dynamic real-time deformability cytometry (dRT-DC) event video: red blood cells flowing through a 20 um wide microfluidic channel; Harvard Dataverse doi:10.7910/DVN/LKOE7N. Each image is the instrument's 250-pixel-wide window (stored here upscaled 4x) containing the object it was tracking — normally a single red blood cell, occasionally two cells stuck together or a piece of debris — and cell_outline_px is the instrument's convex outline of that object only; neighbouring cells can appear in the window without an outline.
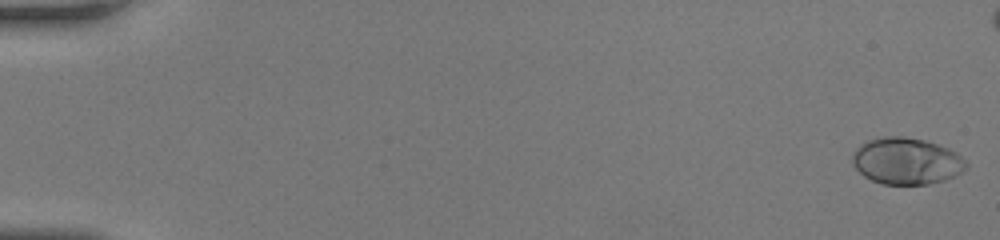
{"species": "human", "species_latin": "Homo sapiens", "temperature_condition": "room temperature", "stored_images_in_passage": 48, "camera_frame_rate_fps": 3000, "um_per_image_px": 0.085, "donor": {"sex": "female"}, "frame": {"image": 1, "passage_image": 1, "time_ms": 0.0, "image_size_px": [1000, 240], "cell_outline_px": [[968, 168], [956, 176], [944, 180], [928, 184], [884, 184], [872, 180], [864, 176], [852, 164], [852, 152], [860, 144], [868, 140], [880, 136], [904, 136], [928, 140], [948, 148], [956, 152], [968, 164]], "centroid_in_image_um": [77.05, 13.67], "position_along_channel_um": 7.9, "area_um2": 31.27}}
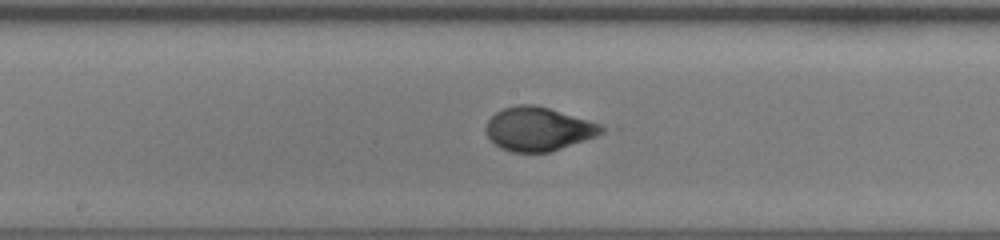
{"frame": {"image": 2, "passage_image": 29, "time_ms": 9.333, "image_size_px": [1000, 240], "cell_outline_px": [[608, 128], [604, 132], [596, 136], [548, 152], [512, 152], [500, 148], [488, 136], [484, 128], [488, 120], [496, 112], [504, 108], [520, 104], [532, 104], [548, 108], [600, 124]], "centroid_in_image_um": [45.74, 10.96], "position_along_channel_um": 202.5, "area_um2": 29.07}}
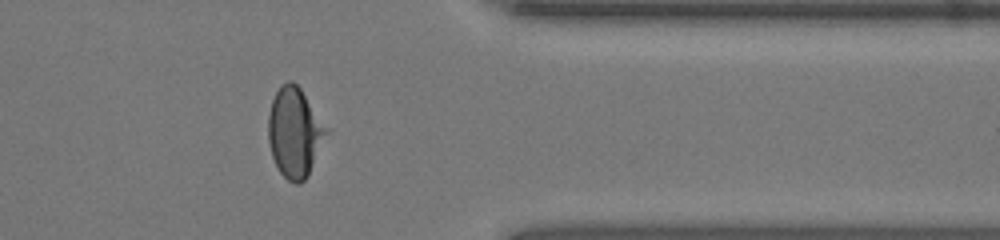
{"frame": {"image": 3, "passage_image": 43, "time_ms": 14.0, "image_size_px": [1000, 240], "cell_outline_px": [[324, 132], [308, 176], [300, 184], [296, 184], [288, 180], [280, 172], [272, 156], [268, 140], [268, 116], [272, 100], [280, 84], [288, 80], [292, 80], [300, 88], [324, 128]], "centroid_in_image_um": [24.94, 11.25], "position_along_channel_um": 386.5, "area_um2": 28.9}}